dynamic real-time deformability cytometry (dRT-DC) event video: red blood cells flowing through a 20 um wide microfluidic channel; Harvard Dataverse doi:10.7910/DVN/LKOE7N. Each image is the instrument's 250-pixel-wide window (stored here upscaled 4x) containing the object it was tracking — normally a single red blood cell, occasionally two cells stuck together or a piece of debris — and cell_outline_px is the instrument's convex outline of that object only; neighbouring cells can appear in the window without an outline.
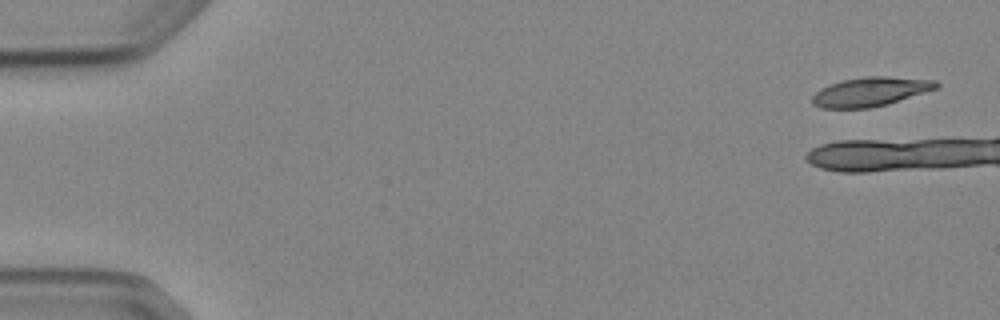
{"species": "Egyptian fruit bat (a non-hibernating species)", "species_latin": "Rousettus aegyptiacus", "temperature_condition": "cold", "stored_images_in_passage": 7, "camera_frame_rate_fps": 3000, "um_per_image_px": 0.085, "animal": {"sex": "female"}, "frame": {"image": 1, "passage_image": 1, "time_ms": 0.0, "image_size_px": [1000, 320], "cell_outline_px": [[940, 84], [936, 88], [888, 104], [868, 108], [820, 108], [812, 104], [812, 96], [820, 88], [828, 84], [840, 80], [868, 76], [888, 76], [936, 80]], "centroid_in_image_um": [73.94, 7.79], "position_along_channel_um": 11.1, "area_um2": 21.1}}
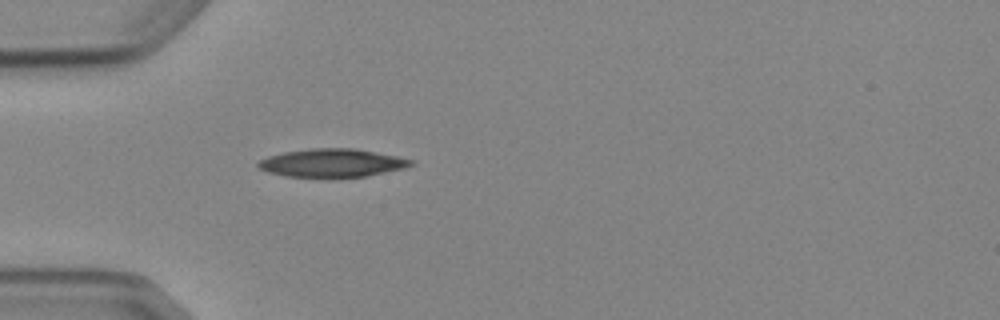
{"frame": {"image": 2, "passage_image": 7, "time_ms": 7.0, "image_size_px": [1000, 320], "cell_outline_px": [[416, 164], [404, 168], [364, 176], [284, 176], [268, 172], [260, 168], [256, 164], [260, 160], [268, 156], [284, 152], [312, 148], [352, 148], [396, 156], [412, 160]], "centroid_in_image_um": [28.21, 13.83], "position_along_channel_um": 56.8, "area_um2": 24.57}}